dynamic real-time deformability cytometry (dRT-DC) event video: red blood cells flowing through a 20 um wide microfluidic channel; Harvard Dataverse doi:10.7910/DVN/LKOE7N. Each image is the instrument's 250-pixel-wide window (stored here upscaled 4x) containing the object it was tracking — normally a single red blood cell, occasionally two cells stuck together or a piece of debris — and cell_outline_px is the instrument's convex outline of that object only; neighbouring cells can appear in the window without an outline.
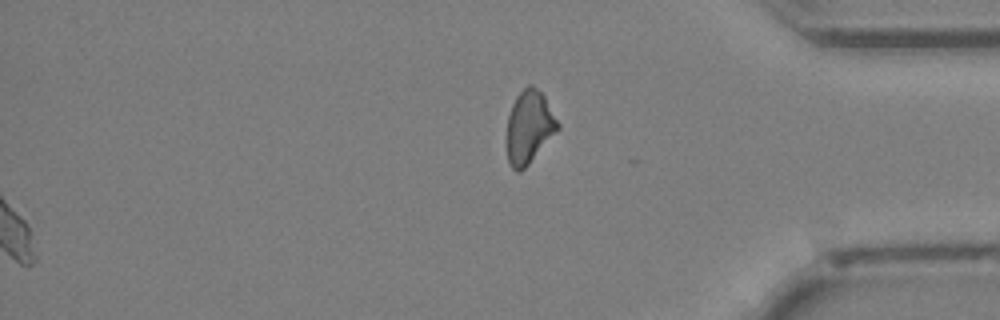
{"species": "Egyptian fruit bat (a non-hibernating species)", "species_latin": "Rousettus aegyptiacus", "temperature_condition": "cold", "stored_images_in_passage": 41, "segment_of_instrument_passage": [2, 2], "camera_frame_rate_fps": 3000, "um_per_image_px": 0.085, "animal": {"sex": "female"}, "frame": {"image": 1, "passage_image": 41, "time_ms": 13.333, "image_size_px": [1000, 320], "cell_outline_px": [[560, 128], [528, 164], [520, 172], [516, 172], [512, 168], [508, 160], [508, 116], [512, 104], [516, 96], [528, 84], [532, 84], [544, 96], [560, 124]], "centroid_in_image_um": [44.99, 10.78], "position_along_channel_um": 390.2, "area_um2": 21.27}}